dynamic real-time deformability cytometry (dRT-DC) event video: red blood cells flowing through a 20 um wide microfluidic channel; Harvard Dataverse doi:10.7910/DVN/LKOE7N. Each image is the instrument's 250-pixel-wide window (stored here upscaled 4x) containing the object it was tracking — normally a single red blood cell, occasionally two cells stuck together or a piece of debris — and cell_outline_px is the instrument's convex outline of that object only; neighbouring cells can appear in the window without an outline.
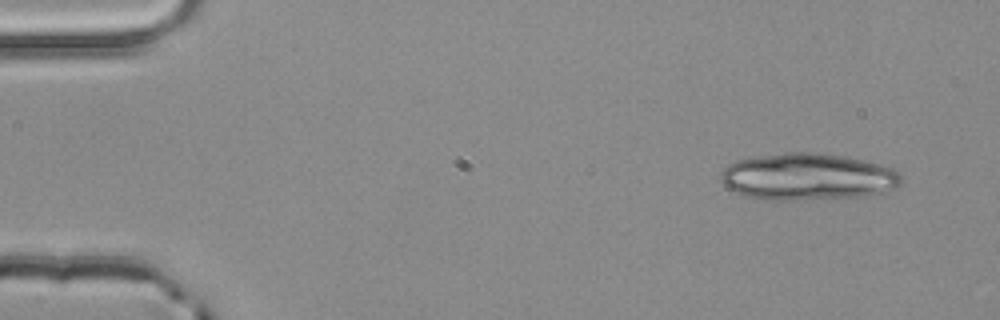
{"species": "common noctule bat (a hibernating species)", "species_latin": "Nyctalus noctula", "temperature_condition": "room temperature", "stored_images_in_passage": 4, "segment_of_instrument_passage": [1, 2], "camera_frame_rate_fps": 3000, "um_per_image_px": 0.085, "animal": {"sex": "male", "body_mass_g": 20.4}, "frame": {"image": 1, "passage_image": 1, "time_ms": 0.0, "image_size_px": [1000, 320], "cell_outline_px": [[904, 180], [896, 188], [880, 192], [860, 196], [792, 200], [768, 200], [744, 196], [728, 188], [720, 180], [720, 176], [724, 168], [728, 164], [736, 160], [756, 156], [788, 152], [820, 152], [844, 156], [892, 168], [900, 172]], "centroid_in_image_um": [68.62, 15.02], "position_along_channel_um": 16.4, "area_um2": 49.25}}